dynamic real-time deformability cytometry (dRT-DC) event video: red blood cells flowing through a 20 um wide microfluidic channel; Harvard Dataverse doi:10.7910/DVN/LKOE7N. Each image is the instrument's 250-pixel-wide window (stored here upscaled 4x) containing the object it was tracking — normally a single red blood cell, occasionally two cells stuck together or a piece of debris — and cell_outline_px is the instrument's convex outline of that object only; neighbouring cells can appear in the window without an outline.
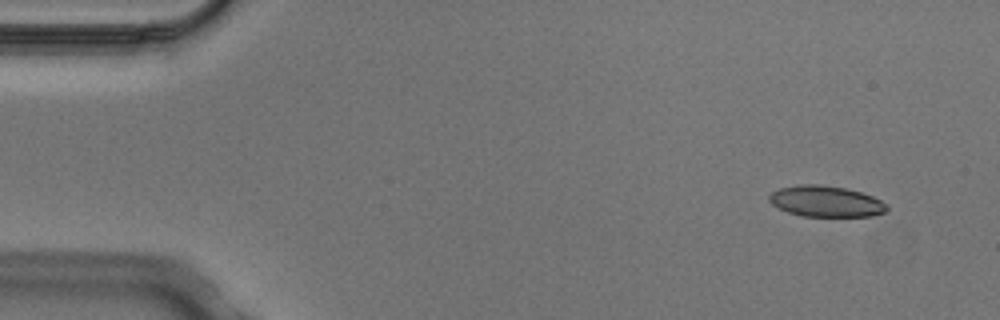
{"species": "Egyptian fruit bat (a non-hibernating species)", "species_latin": "Rousettus aegyptiacus", "temperature_condition": "cold", "stored_images_in_passage": 5, "camera_frame_rate_fps": 3000, "um_per_image_px": 0.085, "animal": {"sex": "male"}, "frame": {"image": 1, "passage_image": 1, "time_ms": 0.0, "image_size_px": [1000, 320], "cell_outline_px": [[888, 208], [884, 212], [872, 216], [800, 216], [788, 212], [772, 204], [768, 200], [768, 196], [772, 192], [780, 188], [800, 184], [820, 184], [844, 188], [860, 192], [872, 196], [888, 204]], "centroid_in_image_um": [70.19, 17.11], "position_along_channel_um": 14.8, "area_um2": 21.21}}
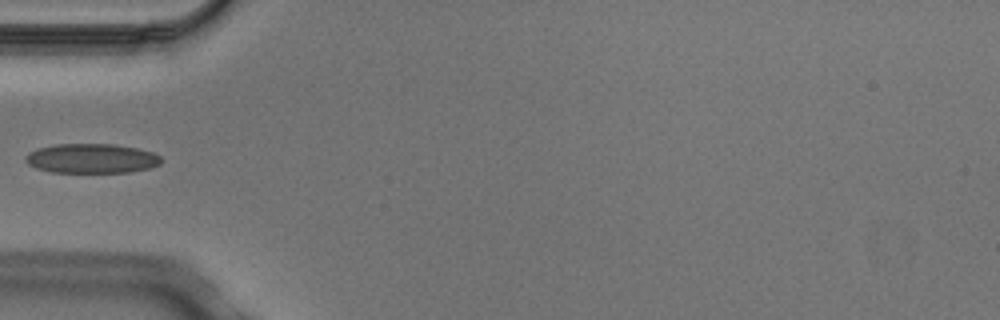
{"frame": {"image": 2, "passage_image": 4, "time_ms": 1.0, "image_size_px": [1000, 320], "cell_outline_px": [[164, 160], [160, 164], [152, 168], [132, 172], [52, 172], [36, 168], [28, 164], [24, 160], [24, 156], [28, 152], [40, 148], [56, 144], [112, 144], [136, 148], [152, 152], [160, 156]], "centroid_in_image_um": [7.81, 13.47], "position_along_channel_um": 77.2, "area_um2": 23.47}}
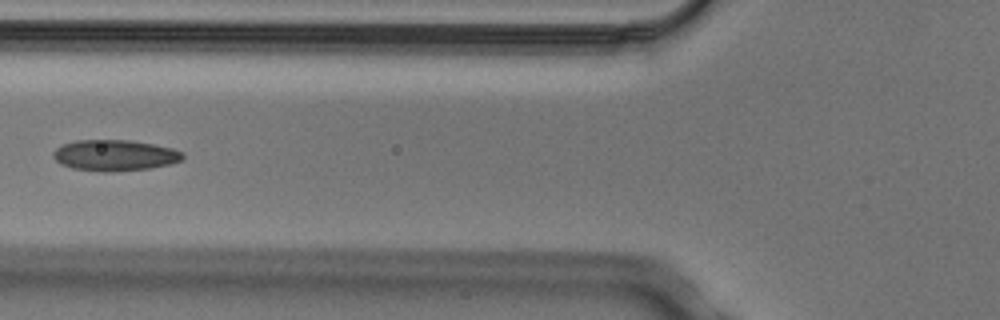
{"frame": {"image": 3, "passage_image": 5, "time_ms": 1.333, "image_size_px": [1000, 320], "cell_outline_px": [[184, 156], [180, 160], [168, 164], [148, 168], [108, 172], [104, 172], [72, 168], [60, 164], [52, 156], [52, 152], [56, 148], [64, 144], [76, 140], [128, 140], [152, 144], [172, 148], [184, 152]], "centroid_in_image_um": [9.72, 13.2], "position_along_channel_um": 116.1, "area_um2": 23.24}}